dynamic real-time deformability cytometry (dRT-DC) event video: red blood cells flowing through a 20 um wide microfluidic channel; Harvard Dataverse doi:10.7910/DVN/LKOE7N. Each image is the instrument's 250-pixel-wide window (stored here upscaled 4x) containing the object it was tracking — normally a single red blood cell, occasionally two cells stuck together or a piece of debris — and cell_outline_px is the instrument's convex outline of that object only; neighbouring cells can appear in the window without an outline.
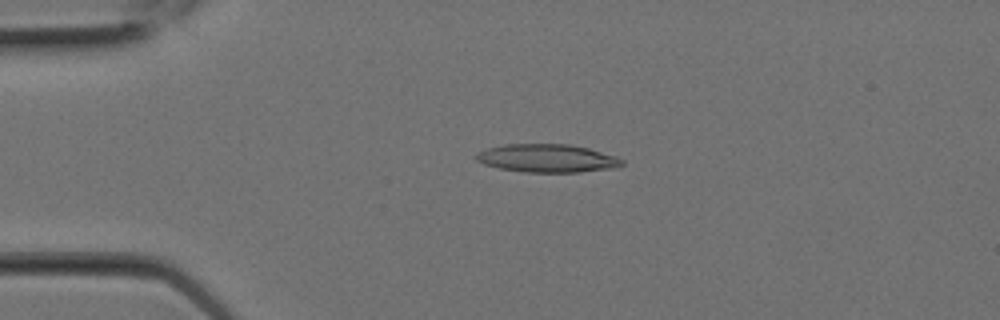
{"species": "Egyptian fruit bat (a non-hibernating species)", "species_latin": "Rousettus aegyptiacus", "temperature_condition": "room temperature", "stored_images_in_passage": 7, "camera_frame_rate_fps": 3000, "um_per_image_px": 0.085, "animal": {"sex": "female"}, "frame": {"image": 1, "passage_image": 4, "time_ms": 1.0, "image_size_px": [1000, 320], "cell_outline_px": [[624, 164], [616, 168], [580, 172], [524, 172], [500, 168], [484, 164], [476, 160], [472, 156], [488, 148], [504, 144], [568, 144], [588, 148], [616, 156], [624, 160]], "centroid_in_image_um": [46.53, 13.45], "position_along_channel_um": 38.5, "area_um2": 23.99}}
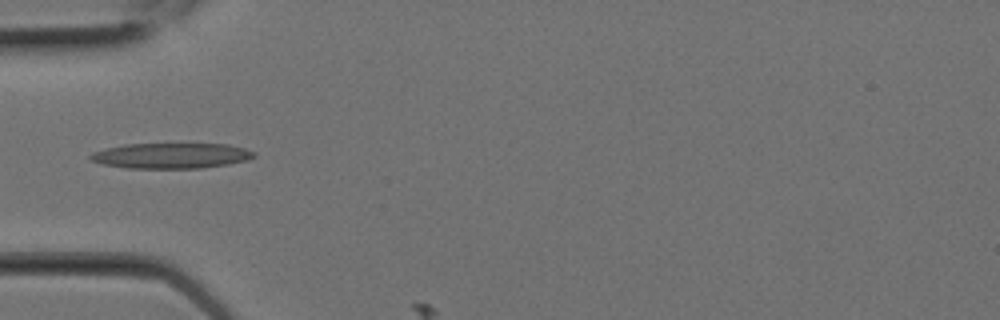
{"frame": {"image": 2, "passage_image": 6, "time_ms": 1.667, "image_size_px": [1000, 320], "cell_outline_px": [[256, 156], [248, 160], [228, 164], [200, 168], [128, 168], [100, 164], [92, 160], [88, 156], [92, 152], [124, 144], [228, 144], [244, 148], [256, 152]], "centroid_in_image_um": [14.56, 13.23], "position_along_channel_um": 70.4, "area_um2": 24.28}}